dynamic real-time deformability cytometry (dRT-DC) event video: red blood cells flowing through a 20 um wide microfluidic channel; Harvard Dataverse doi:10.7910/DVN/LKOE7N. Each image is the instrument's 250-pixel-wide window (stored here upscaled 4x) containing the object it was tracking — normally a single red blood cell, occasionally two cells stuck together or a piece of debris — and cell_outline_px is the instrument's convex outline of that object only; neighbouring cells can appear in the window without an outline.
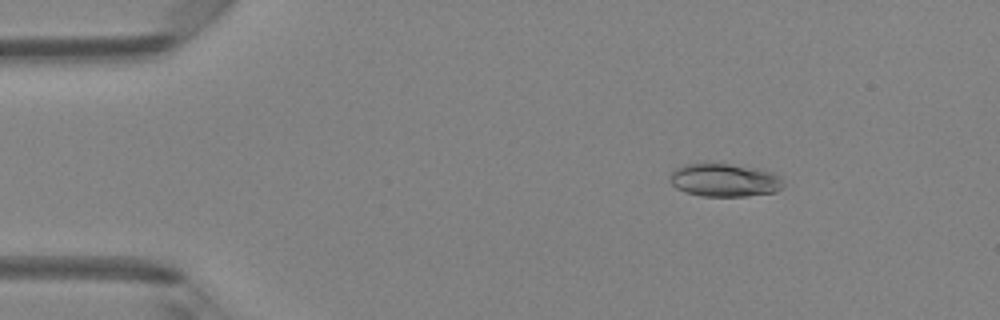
{"species": "Egyptian fruit bat (a non-hibernating species)", "species_latin": "Rousettus aegyptiacus", "temperature_condition": "room temperature", "stored_images_in_passage": 48, "camera_frame_rate_fps": 3000, "um_per_image_px": 0.085, "animal": {"sex": "female"}, "frame": {"image": 1, "passage_image": 7, "time_ms": 2.0, "image_size_px": [1000, 320], "cell_outline_px": [[784, 188], [776, 192], [748, 196], [700, 196], [684, 192], [676, 188], [672, 184], [672, 172], [676, 168], [684, 164], [704, 160], [708, 160], [764, 168], [780, 176], [784, 180]], "centroid_in_image_um": [61.63, 15.26], "position_along_channel_um": 23.4, "area_um2": 23.06}}
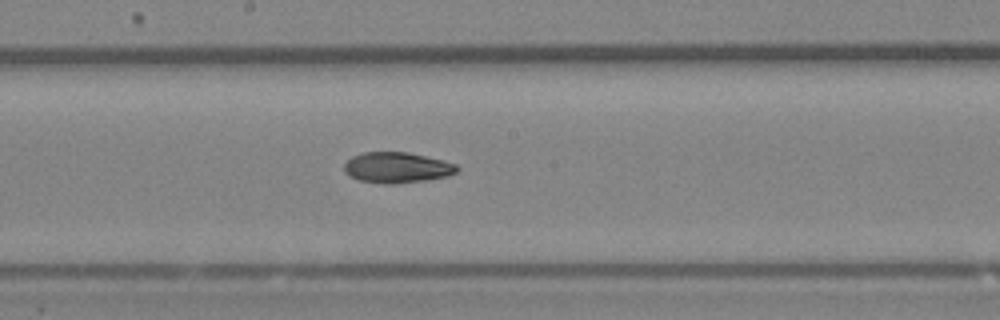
{"frame": {"image": 2, "passage_image": 26, "time_ms": 8.333, "image_size_px": [1000, 320], "cell_outline_px": [[460, 168], [456, 172], [448, 176], [428, 180], [392, 184], [384, 184], [360, 180], [348, 176], [344, 172], [344, 164], [352, 156], [364, 152], [408, 152], [444, 160], [456, 164]], "centroid_in_image_um": [33.75, 14.24], "position_along_channel_um": 214.4, "area_um2": 20.35}}
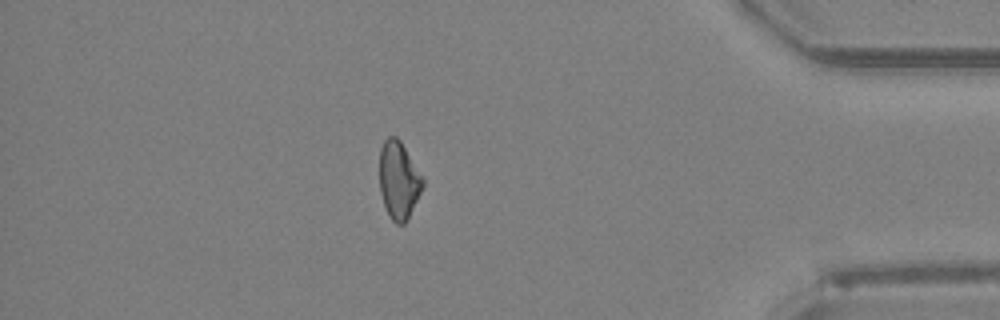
{"frame": {"image": 3, "passage_image": 42, "time_ms": 13.667, "image_size_px": [1000, 320], "cell_outline_px": [[424, 184], [408, 220], [404, 224], [396, 224], [388, 216], [380, 192], [380, 148], [384, 140], [388, 136], [396, 136], [400, 140], [424, 176]], "centroid_in_image_um": [33.9, 15.31], "position_along_channel_um": 401.3, "area_um2": 19.83}}